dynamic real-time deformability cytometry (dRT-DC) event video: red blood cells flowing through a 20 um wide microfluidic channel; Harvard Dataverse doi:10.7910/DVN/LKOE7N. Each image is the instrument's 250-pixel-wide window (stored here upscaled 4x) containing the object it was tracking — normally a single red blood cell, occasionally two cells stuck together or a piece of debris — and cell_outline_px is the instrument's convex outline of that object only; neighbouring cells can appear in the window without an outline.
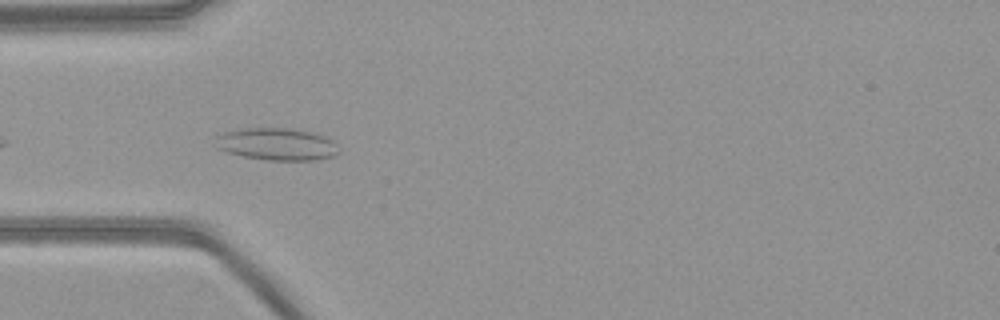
{"species": "common noctule bat (a hibernating species)", "species_latin": "Nyctalus noctula", "temperature_condition": "warm", "stored_images_in_passage": 6, "camera_frame_rate_fps": 3000, "um_per_image_px": 0.085, "animal": {"sex": "female", "body_mass_g": 21.9}, "frame": {"image": 1, "passage_image": 3, "time_ms": 0.667, "image_size_px": [1000, 320], "cell_outline_px": [[340, 152], [336, 156], [316, 160], [268, 160], [244, 156], [228, 152], [216, 148], [216, 136], [224, 132], [244, 128], [288, 128], [328, 136], [336, 144]], "centroid_in_image_um": [23.56, 12.26], "position_along_channel_um": 61.4, "area_um2": 23.24}}
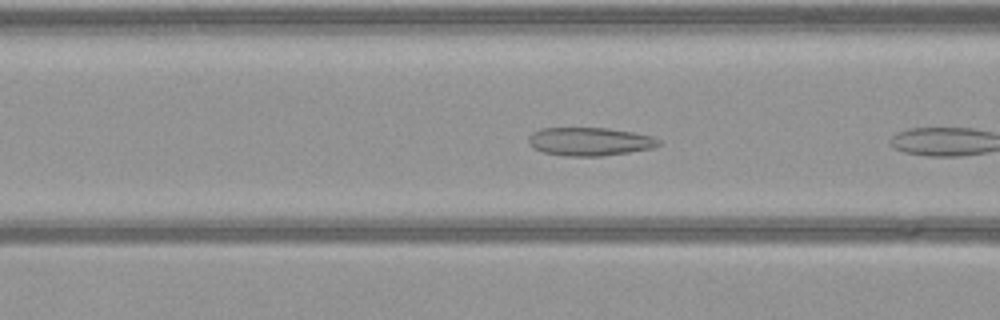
{"frame": {"image": 2, "passage_image": 5, "time_ms": 1.333, "image_size_px": [1000, 320], "cell_outline_px": [[660, 144], [652, 148], [604, 156], [564, 156], [544, 152], [532, 148], [528, 144], [528, 136], [532, 132], [540, 128], [608, 128], [632, 132], [652, 136], [660, 140]], "centroid_in_image_um": [50.08, 12.03], "position_along_channel_um": 116.5, "area_um2": 21.56}}